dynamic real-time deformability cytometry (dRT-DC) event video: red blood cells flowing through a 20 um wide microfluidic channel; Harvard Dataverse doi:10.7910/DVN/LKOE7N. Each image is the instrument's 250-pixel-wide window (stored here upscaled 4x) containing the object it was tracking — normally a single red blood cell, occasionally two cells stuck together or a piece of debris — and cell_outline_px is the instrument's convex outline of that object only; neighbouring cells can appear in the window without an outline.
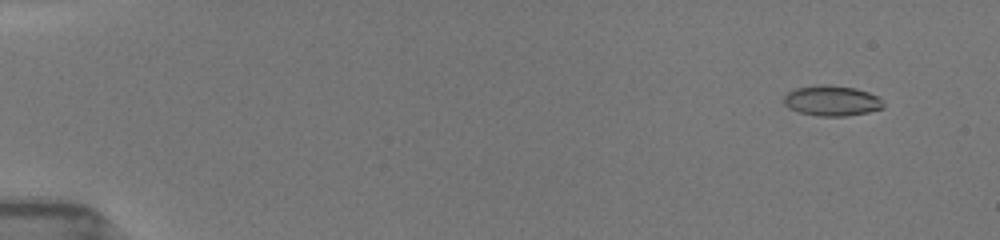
{"species": "common noctule bat (a hibernating species)", "species_latin": "Nyctalus noctula", "temperature_condition": "room temperature", "stored_images_in_passage": 53, "camera_frame_rate_fps": 3000, "um_per_image_px": 0.085, "animal": {"sex": "female", "body_mass_g": 19.5, "forearm_length_mm": 54.1}, "frame": {"image": 1, "passage_image": 5, "time_ms": 1.333, "image_size_px": [1000, 240], "cell_outline_px": [[884, 108], [868, 112], [844, 116], [820, 116], [800, 112], [788, 108], [784, 104], [784, 96], [788, 92], [796, 88], [816, 84], [832, 84], [856, 88], [880, 96], [884, 104]], "centroid_in_image_um": [70.72, 8.54], "position_along_channel_um": 14.3, "area_um2": 17.86}}
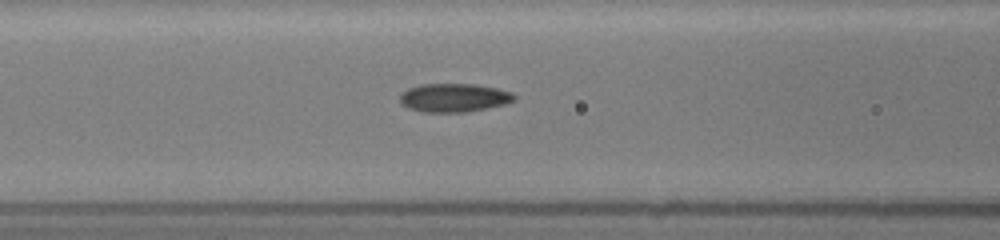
{"frame": {"image": 2, "passage_image": 24, "time_ms": 7.667, "image_size_px": [1000, 240], "cell_outline_px": [[516, 100], [504, 104], [468, 112], [424, 112], [408, 108], [400, 104], [400, 92], [408, 88], [420, 84], [476, 84], [496, 88], [512, 92], [516, 96]], "centroid_in_image_um": [38.56, 8.3], "position_along_channel_um": 128.0, "area_um2": 19.19}}
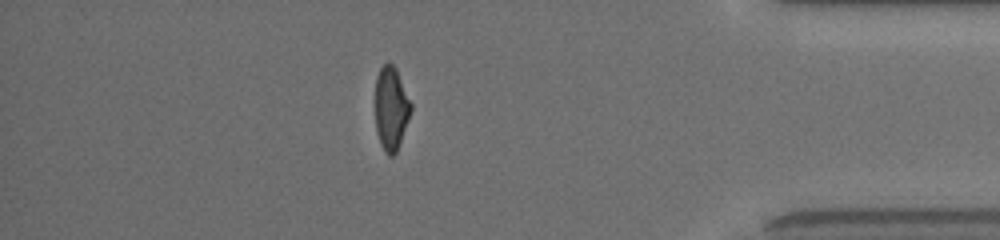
{"frame": {"image": 3, "passage_image": 47, "time_ms": 15.333, "image_size_px": [1000, 240], "cell_outline_px": [[412, 108], [396, 152], [392, 156], [388, 156], [384, 152], [380, 144], [376, 132], [376, 76], [380, 68], [388, 60], [396, 68], [412, 104]], "centroid_in_image_um": [33.23, 9.19], "position_along_channel_um": 402.0, "area_um2": 17.28}, "authors_computed_cell_mechanics": {"area_um2": 18.0336, "velocity_mm_per_s": 3.9763, "shape_relaxation_time_tau1_ms": 3.6322, "shape_relaxation_time_tau2_ms": 1.4921, "deformation_change_tau1": 0.1644, "deformation_change_tau2": 0.0809}}